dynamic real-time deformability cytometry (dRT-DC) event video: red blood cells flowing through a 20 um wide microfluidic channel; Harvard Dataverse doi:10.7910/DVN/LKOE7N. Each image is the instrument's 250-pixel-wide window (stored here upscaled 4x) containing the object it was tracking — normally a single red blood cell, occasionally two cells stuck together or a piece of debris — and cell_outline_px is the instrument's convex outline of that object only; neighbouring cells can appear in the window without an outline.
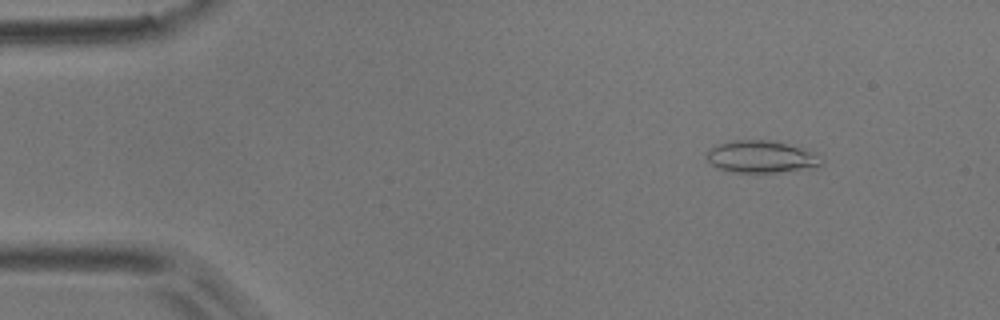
{"species": "common noctule bat (a hibernating species)", "species_latin": "Nyctalus noctula", "temperature_condition": "room temperature", "stored_images_in_passage": 51, "camera_frame_rate_fps": 3000, "um_per_image_px": 0.085, "animal": {"sex": "male", "body_mass_g": 17.9}, "frame": {"image": 1, "passage_image": 6, "time_ms": 1.667, "image_size_px": [1000, 320], "cell_outline_px": [[824, 164], [816, 168], [776, 172], [732, 172], [716, 168], [708, 160], [708, 148], [728, 140], [776, 140], [820, 152], [824, 160]], "centroid_in_image_um": [64.82, 13.31], "position_along_channel_um": 20.2, "area_um2": 22.25}}
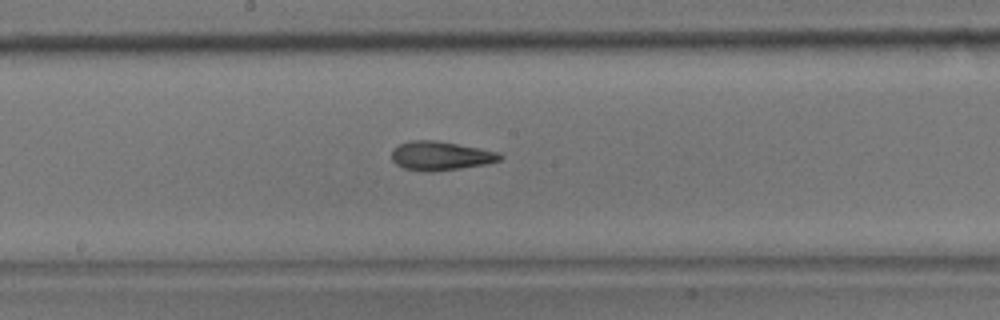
{"frame": {"image": 2, "passage_image": 27, "time_ms": 8.667, "image_size_px": [1000, 320], "cell_outline_px": [[504, 156], [500, 160], [488, 164], [432, 172], [428, 172], [404, 168], [396, 164], [392, 160], [392, 148], [408, 140], [436, 140], [480, 148], [500, 152]], "centroid_in_image_um": [37.46, 13.24], "position_along_channel_um": 210.7, "area_um2": 18.44}}
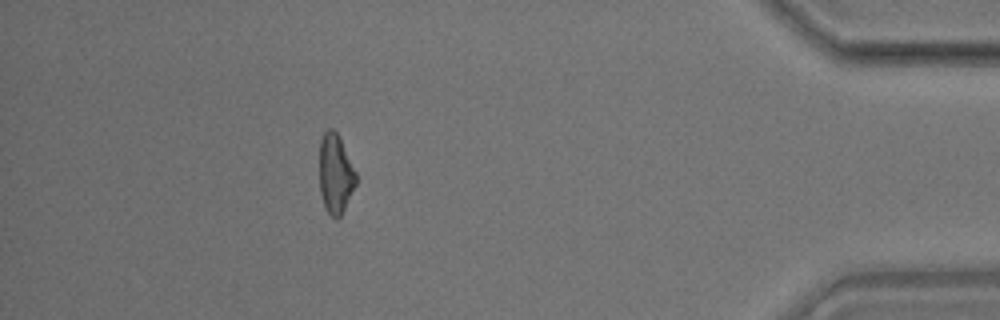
{"frame": {"image": 3, "passage_image": 46, "time_ms": 15.0, "image_size_px": [1000, 320], "cell_outline_px": [[356, 184], [340, 216], [336, 220], [324, 208], [320, 192], [320, 140], [324, 132], [328, 128], [332, 128], [336, 132], [356, 172]], "centroid_in_image_um": [28.49, 14.79], "position_along_channel_um": 406.7, "area_um2": 16.65}, "authors_computed_cell_mechanics": {"area_um2": 18.0914, "velocity_mm_per_s": 3.8746, "shape_relaxation_time_tau1_ms": 4.9649, "shape_relaxation_time_tau2_ms": 3.0329, "deformation_change_tau1": 0.1502, "deformation_change_tau2": 0.1287}}